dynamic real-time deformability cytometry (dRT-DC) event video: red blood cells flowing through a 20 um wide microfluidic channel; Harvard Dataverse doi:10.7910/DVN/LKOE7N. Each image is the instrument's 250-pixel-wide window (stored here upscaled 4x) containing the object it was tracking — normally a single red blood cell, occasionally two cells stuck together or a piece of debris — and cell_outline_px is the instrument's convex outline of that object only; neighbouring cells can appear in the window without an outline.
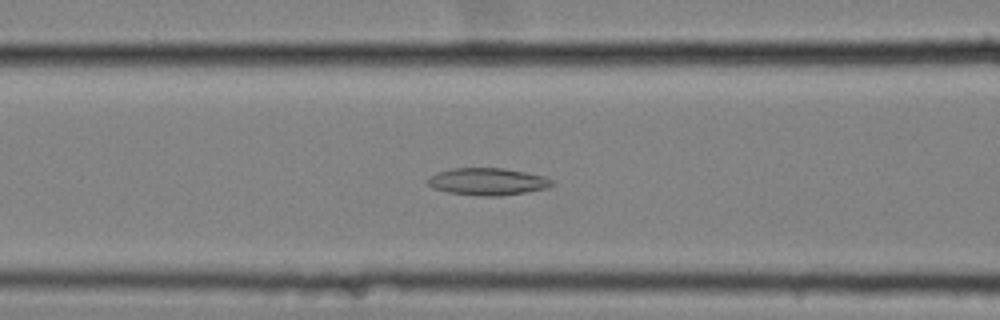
{"species": "common noctule bat (a hibernating species)", "species_latin": "Nyctalus noctula", "temperature_condition": "cold", "stored_images_in_passage": 35, "camera_frame_rate_fps": 3000, "um_per_image_px": 0.085, "animal": {"sex": "female", "body_mass_g": 25.1}, "frame": {"image": 1, "passage_image": 8, "time_ms": 2.333, "image_size_px": [1000, 320], "cell_outline_px": [[556, 184], [548, 188], [500, 196], [480, 196], [448, 192], [432, 188], [428, 184], [428, 176], [436, 172], [452, 168], [504, 168], [544, 176], [552, 180]], "centroid_in_image_um": [41.43, 15.43], "position_along_channel_um": 125.2, "area_um2": 19.77}}
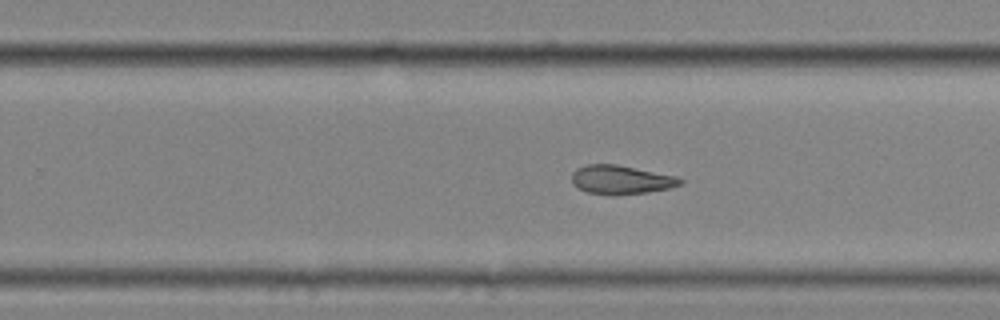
{"frame": {"image": 2, "passage_image": 21, "time_ms": 6.667, "image_size_px": [1000, 320], "cell_outline_px": [[684, 184], [668, 188], [648, 192], [588, 192], [572, 184], [572, 172], [576, 168], [588, 164], [616, 164], [676, 176], [684, 180]], "centroid_in_image_um": [52.81, 15.22], "position_along_channel_um": 277.0, "area_um2": 17.46}}
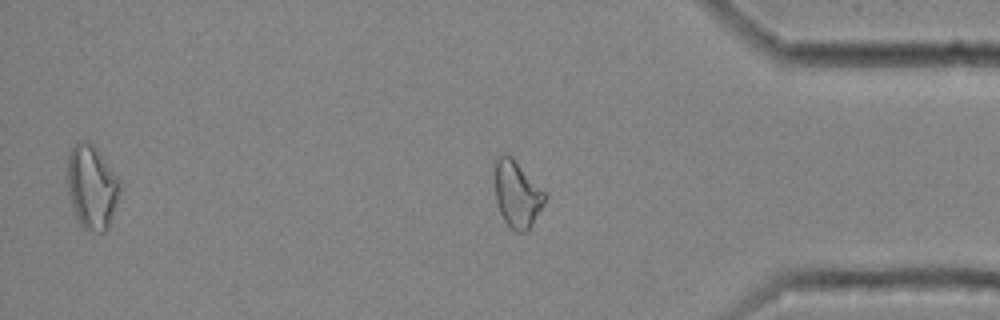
{"frame": {"image": 3, "passage_image": 32, "time_ms": 10.333, "image_size_px": [1000, 320], "cell_outline_px": [[548, 196], [544, 204], [528, 232], [516, 232], [508, 228], [500, 212], [496, 200], [496, 160], [500, 156], [512, 156], [548, 192]], "centroid_in_image_um": [44.02, 16.55], "position_along_channel_um": 391.2, "area_um2": 19.71}}